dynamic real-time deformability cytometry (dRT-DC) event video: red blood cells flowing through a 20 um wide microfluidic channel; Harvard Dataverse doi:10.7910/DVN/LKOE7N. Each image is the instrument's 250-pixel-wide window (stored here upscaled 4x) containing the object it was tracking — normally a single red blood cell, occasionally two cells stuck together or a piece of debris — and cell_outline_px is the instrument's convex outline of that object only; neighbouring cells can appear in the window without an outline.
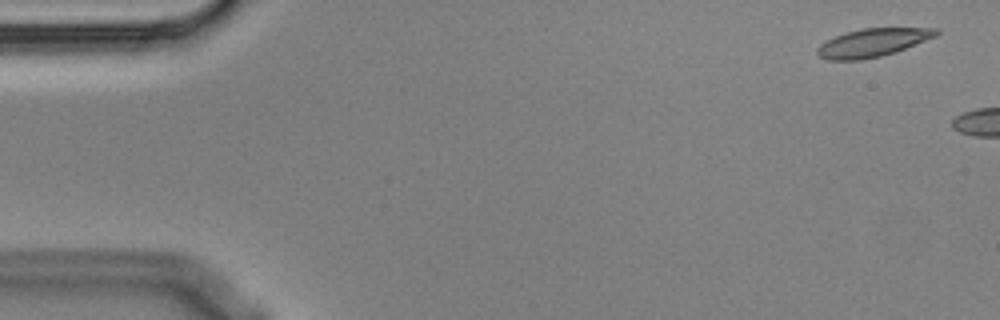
{"species": "Egyptian fruit bat (a non-hibernating species)", "species_latin": "Rousettus aegyptiacus", "temperature_condition": "cold", "stored_images_in_passage": 6, "camera_frame_rate_fps": 3000, "um_per_image_px": 0.085, "animal": {"sex": "male"}, "frame": {"image": 1, "passage_image": 1, "time_ms": 0.0, "image_size_px": [1000, 320], "cell_outline_px": [[940, 32], [936, 36], [896, 52], [880, 56], [860, 60], [828, 60], [820, 56], [816, 52], [816, 48], [820, 44], [836, 36], [848, 32], [864, 28], [936, 28]], "centroid_in_image_um": [74.18, 3.63], "position_along_channel_um": 10.8, "area_um2": 19.31}}